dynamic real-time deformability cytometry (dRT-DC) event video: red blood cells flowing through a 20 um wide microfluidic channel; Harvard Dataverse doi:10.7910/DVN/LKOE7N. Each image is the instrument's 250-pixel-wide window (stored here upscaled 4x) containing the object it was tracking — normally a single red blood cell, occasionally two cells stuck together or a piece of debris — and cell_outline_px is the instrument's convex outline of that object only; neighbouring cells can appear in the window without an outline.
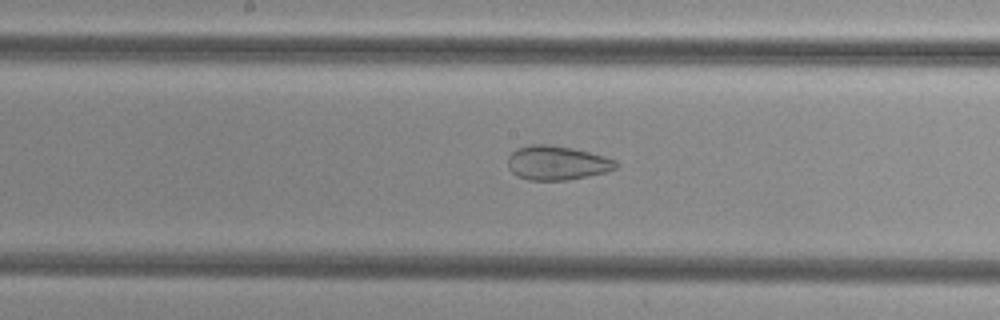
{"species": "common noctule bat (a hibernating species)", "species_latin": "Nyctalus noctula", "temperature_condition": "cold", "stored_images_in_passage": 44, "segment_of_instrument_passage": [2, 2], "camera_frame_rate_fps": 3000, "um_per_image_px": 0.085, "animal": {"sex": "female", "body_mass_g": 29.2, "forearm_length_mm": 56.3}, "frame": {"image": 1, "passage_image": 26, "time_ms": 8.333, "image_size_px": [1000, 320], "cell_outline_px": [[616, 168], [604, 172], [588, 176], [568, 180], [528, 180], [516, 176], [508, 168], [508, 156], [516, 148], [528, 144], [548, 144], [572, 148], [604, 156], [616, 160]], "centroid_in_image_um": [47.29, 13.84], "position_along_channel_um": 200.9, "area_um2": 21.56}}
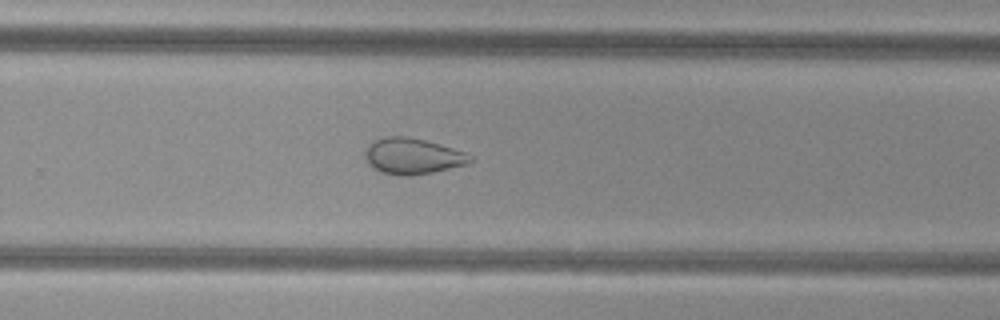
{"frame": {"image": 2, "passage_image": 33, "time_ms": 10.667, "image_size_px": [1000, 320], "cell_outline_px": [[472, 160], [468, 164], [432, 172], [408, 176], [400, 176], [384, 172], [372, 168], [364, 160], [364, 152], [368, 144], [384, 136], [408, 136], [440, 144], [468, 152], [472, 156]], "centroid_in_image_um": [35.06, 13.26], "position_along_channel_um": 294.7, "area_um2": 22.25}}
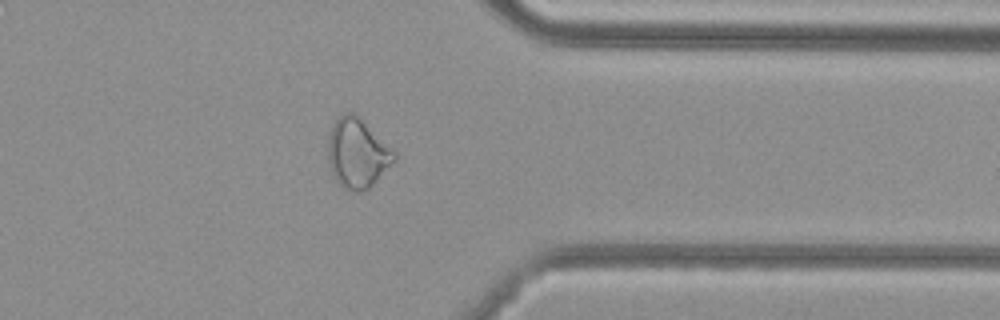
{"frame": {"image": 3, "passage_image": 40, "time_ms": 13.0, "image_size_px": [1000, 320], "cell_outline_px": [[396, 160], [364, 192], [356, 192], [344, 188], [336, 180], [328, 164], [328, 136], [332, 124], [344, 112], [356, 112], [396, 152]], "centroid_in_image_um": [30.37, 12.99], "position_along_channel_um": 381.0, "area_um2": 26.99}}